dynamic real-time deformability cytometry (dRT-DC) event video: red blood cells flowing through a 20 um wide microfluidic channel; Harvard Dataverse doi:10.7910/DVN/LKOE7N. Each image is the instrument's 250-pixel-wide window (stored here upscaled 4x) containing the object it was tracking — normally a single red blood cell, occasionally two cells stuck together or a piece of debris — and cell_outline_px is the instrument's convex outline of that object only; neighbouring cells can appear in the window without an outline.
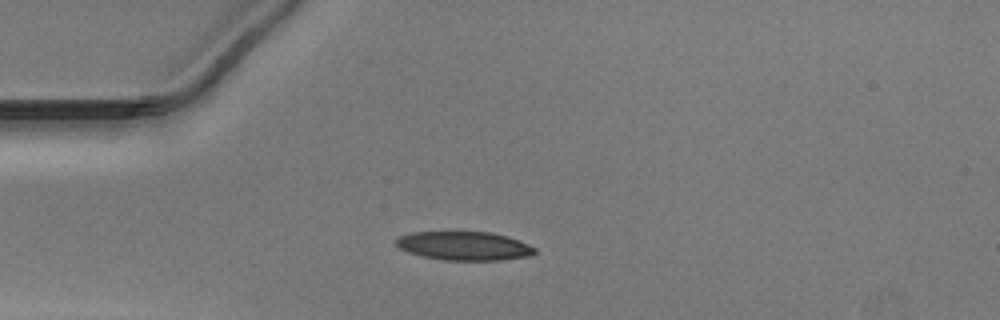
{"species": "Egyptian fruit bat (a non-hibernating species)", "species_latin": "Rousettus aegyptiacus", "temperature_condition": "warm", "stored_images_in_passage": 30, "camera_frame_rate_fps": 3000, "um_per_image_px": 0.085, "animal": {"sex": "male"}, "frame": {"image": 1, "passage_image": 1, "time_ms": 0.0, "image_size_px": [1000, 320], "cell_outline_px": [[536, 252], [532, 256], [500, 260], [444, 260], [424, 256], [408, 252], [400, 248], [396, 244], [396, 240], [400, 236], [412, 232], [488, 232], [508, 236], [520, 240], [536, 248]], "centroid_in_image_um": [39.51, 20.9], "position_along_channel_um": 45.5, "area_um2": 23.18}}
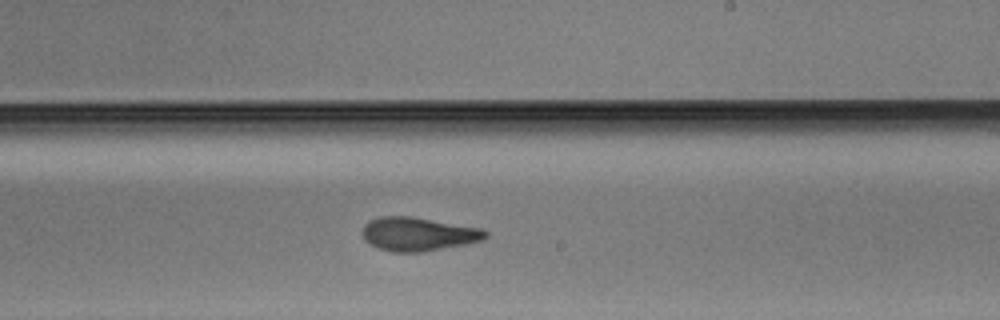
{"frame": {"image": 2, "passage_image": 18, "time_ms": 5.667, "image_size_px": [1000, 320], "cell_outline_px": [[488, 236], [484, 240], [424, 252], [392, 252], [376, 248], [364, 240], [360, 232], [364, 224], [368, 220], [380, 216], [412, 216], [480, 228], [488, 232]], "centroid_in_image_um": [35.49, 19.89], "position_along_channel_um": 253.5, "area_um2": 24.45}}
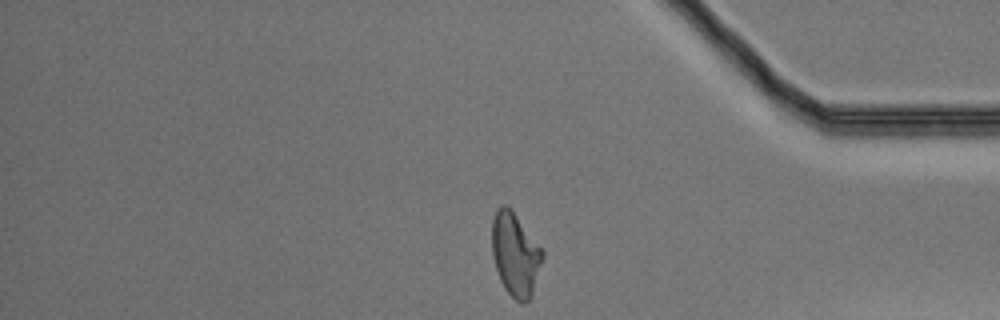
{"frame": {"image": 3, "passage_image": 30, "time_ms": 9.667, "image_size_px": [1000, 320], "cell_outline_px": [[544, 256], [532, 292], [528, 300], [524, 304], [520, 304], [504, 288], [500, 280], [496, 268], [492, 252], [492, 220], [496, 208], [500, 204], [504, 204], [512, 212], [544, 252]], "centroid_in_image_um": [43.77, 21.64], "position_along_channel_um": 391.4, "area_um2": 23.99}}